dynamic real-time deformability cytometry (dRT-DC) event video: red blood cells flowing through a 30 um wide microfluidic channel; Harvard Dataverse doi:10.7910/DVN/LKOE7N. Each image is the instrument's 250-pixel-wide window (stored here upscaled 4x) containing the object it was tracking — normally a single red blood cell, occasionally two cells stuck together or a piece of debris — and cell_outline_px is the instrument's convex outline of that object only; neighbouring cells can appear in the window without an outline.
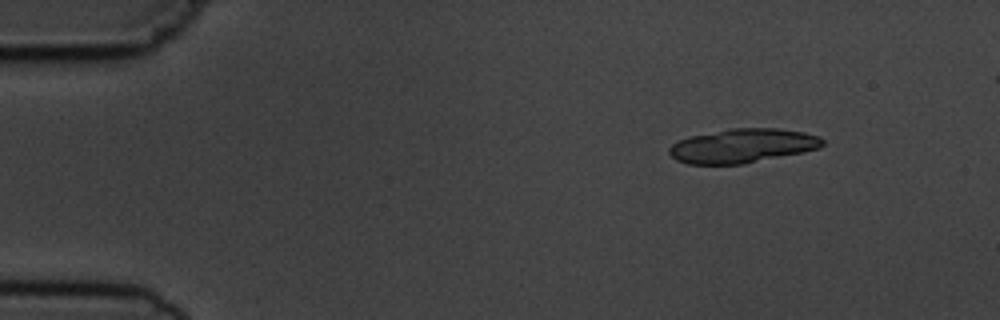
{"species": "common noctule bat (a hibernating species)", "species_latin": "Nyctalus noctula", "temperature_condition": "cold", "stored_images_in_passage": 5, "camera_frame_rate_fps": 3000, "um_per_image_px": 0.085, "animal": {"sex": "male", "body_mass_g": 19.5, "forearm_length_mm": 54.6}, "frame": {"image": 1, "passage_image": 2, "time_ms": 1.333, "image_size_px": [1000, 320], "cell_outline_px": [[824, 144], [820, 148], [744, 164], [688, 164], [676, 160], [668, 152], [668, 148], [672, 144], [688, 136], [732, 128], [776, 128], [804, 132], [820, 136], [824, 140]], "centroid_in_image_um": [63.11, 12.39], "position_along_channel_um": 21.9, "area_um2": 30.46}}